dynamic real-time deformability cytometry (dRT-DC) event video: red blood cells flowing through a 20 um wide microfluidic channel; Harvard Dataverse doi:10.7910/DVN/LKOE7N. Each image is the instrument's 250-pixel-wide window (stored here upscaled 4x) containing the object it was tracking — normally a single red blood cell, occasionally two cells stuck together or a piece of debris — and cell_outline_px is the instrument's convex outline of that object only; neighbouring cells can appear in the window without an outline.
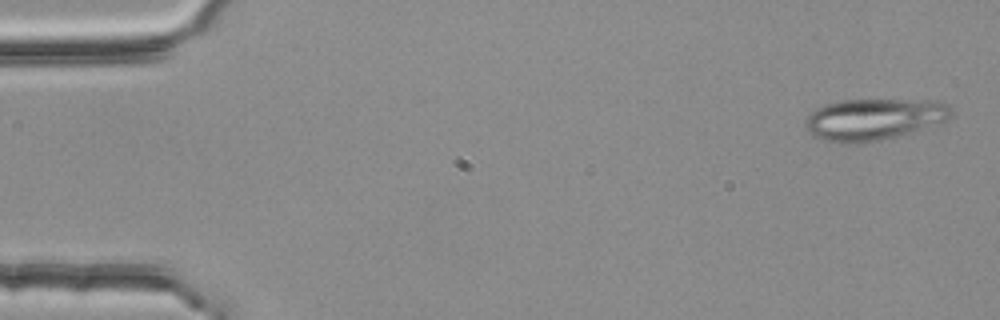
{"species": "common noctule bat (a hibernating species)", "species_latin": "Nyctalus noctula", "temperature_condition": "room temperature", "stored_images_in_passage": 4, "camera_frame_rate_fps": 3000, "um_per_image_px": 0.085, "animal": {"sex": "female", "body_mass_g": 25.1}, "frame": {"image": 1, "passage_image": 1, "time_ms": 0.0, "image_size_px": [1000, 320], "cell_outline_px": [[952, 112], [948, 120], [908, 132], [880, 140], [856, 144], [840, 144], [824, 140], [812, 136], [804, 128], [804, 120], [816, 108], [824, 104], [840, 100], [940, 100], [948, 104]], "centroid_in_image_um": [74.21, 10.14], "position_along_channel_um": 10.8, "area_um2": 35.49}}